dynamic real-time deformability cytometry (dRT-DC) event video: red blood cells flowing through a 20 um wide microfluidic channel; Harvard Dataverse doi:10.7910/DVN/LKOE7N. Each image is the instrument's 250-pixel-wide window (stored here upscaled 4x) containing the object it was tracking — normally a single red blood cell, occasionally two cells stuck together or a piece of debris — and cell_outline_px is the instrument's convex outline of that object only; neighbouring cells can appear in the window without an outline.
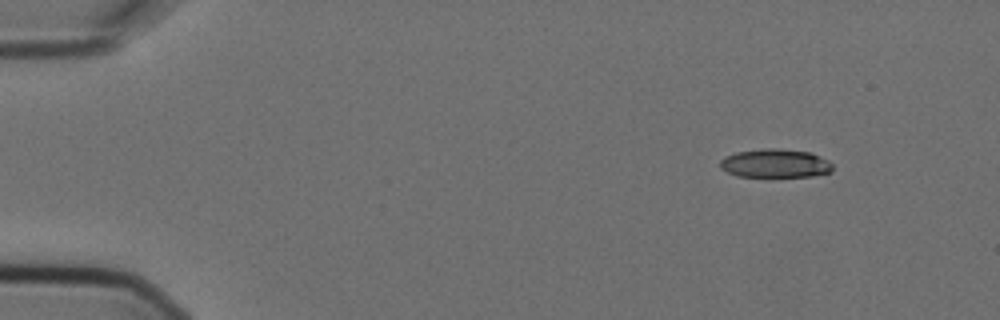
{"species": "Egyptian fruit bat (a non-hibernating species)", "species_latin": "Rousettus aegyptiacus", "temperature_condition": "cold", "stored_images_in_passage": 5, "camera_frame_rate_fps": 3000, "um_per_image_px": 0.085, "animal": {"sex": "female"}, "frame": {"image": 1, "passage_image": 1, "time_ms": 0.0, "image_size_px": [1000, 320], "cell_outline_px": [[832, 172], [812, 176], [736, 176], [720, 168], [720, 160], [724, 156], [736, 152], [764, 148], [776, 148], [808, 152], [828, 160], [832, 164]], "centroid_in_image_um": [65.87, 13.88], "position_along_channel_um": 19.1, "area_um2": 18.67}}
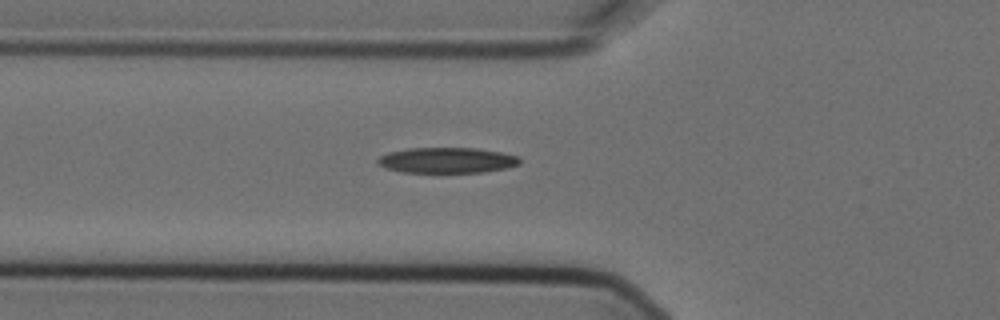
{"frame": {"image": 2, "passage_image": 5, "time_ms": 1.333, "image_size_px": [1000, 320], "cell_outline_px": [[520, 164], [508, 168], [484, 172], [400, 172], [388, 168], [380, 164], [376, 160], [380, 156], [388, 152], [408, 148], [476, 148], [500, 152], [520, 156]], "centroid_in_image_um": [38.03, 13.62], "position_along_channel_um": 87.8, "area_um2": 21.15}}